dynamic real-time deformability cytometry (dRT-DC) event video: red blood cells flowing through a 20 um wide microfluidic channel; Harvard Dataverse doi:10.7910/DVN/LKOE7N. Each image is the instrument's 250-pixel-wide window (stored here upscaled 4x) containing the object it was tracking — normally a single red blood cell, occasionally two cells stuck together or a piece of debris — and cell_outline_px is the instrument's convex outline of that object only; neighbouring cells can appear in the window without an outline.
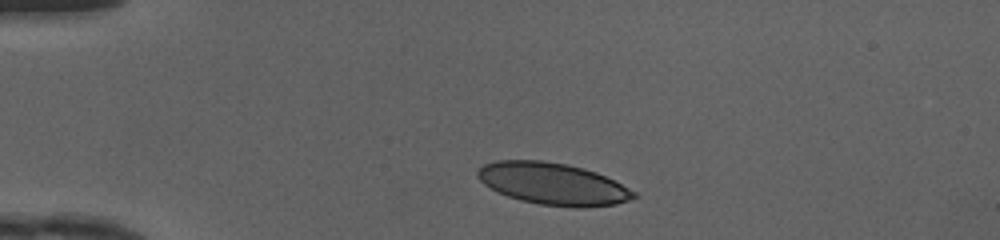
{"species": "human", "species_latin": "Homo sapiens", "temperature_condition": "cold", "stored_images_in_passage": 30, "camera_frame_rate_fps": 3000, "um_per_image_px": 0.085, "donor": {"sex": "female"}, "frame": {"image": 1, "passage_image": 1, "time_ms": 0.0, "image_size_px": [1000, 240], "cell_outline_px": [[640, 196], [616, 204], [580, 208], [576, 208], [540, 204], [520, 200], [508, 196], [484, 184], [476, 176], [476, 172], [484, 164], [496, 160], [540, 160], [568, 164], [584, 168], [596, 172], [636, 192]], "centroid_in_image_um": [47.0, 15.62], "position_along_channel_um": 38.0, "area_um2": 38.03}}
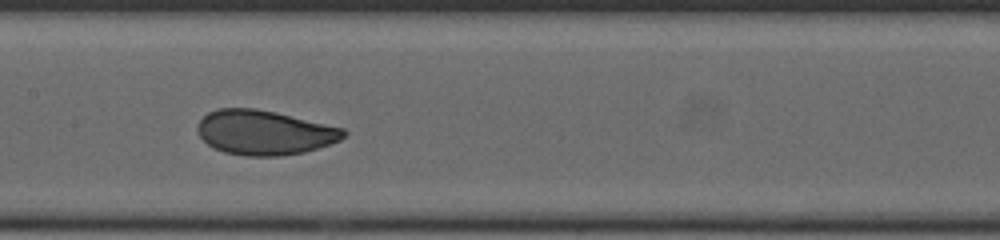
{"frame": {"image": 2, "passage_image": 15, "time_ms": 4.667, "image_size_px": [1000, 240], "cell_outline_px": [[348, 132], [340, 140], [304, 152], [280, 156], [244, 156], [224, 152], [212, 148], [200, 136], [196, 128], [200, 120], [208, 112], [220, 108], [256, 108], [276, 112], [344, 128]], "centroid_in_image_um": [22.46, 11.26], "position_along_channel_um": 184.9, "area_um2": 37.97}}
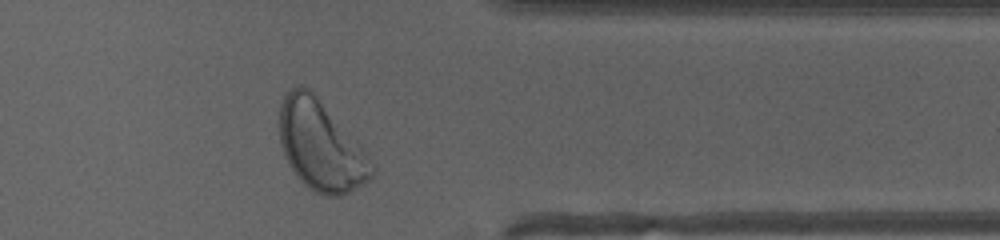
{"frame": {"image": 3, "passage_image": 30, "time_ms": 9.667, "image_size_px": [1000, 240], "cell_outline_px": [[376, 172], [364, 184], [344, 196], [328, 196], [316, 192], [308, 188], [296, 176], [288, 164], [284, 156], [280, 144], [280, 104], [284, 92], [300, 84], [308, 88], [316, 96], [364, 148], [376, 168]], "centroid_in_image_um": [27.27, 12.41], "position_along_channel_um": 384.1, "area_um2": 48.61}, "authors_computed_cell_mechanics": {"area_um2": 38.2347, "velocity_mm_per_s": 4.1363, "shape_relaxation_time_tau1_ms": 1.8504, "shape_relaxation_time_tau2_ms": 0.5603, "deformation_change_tau1": 0.1232, "deformation_change_tau2": 0.0503}}